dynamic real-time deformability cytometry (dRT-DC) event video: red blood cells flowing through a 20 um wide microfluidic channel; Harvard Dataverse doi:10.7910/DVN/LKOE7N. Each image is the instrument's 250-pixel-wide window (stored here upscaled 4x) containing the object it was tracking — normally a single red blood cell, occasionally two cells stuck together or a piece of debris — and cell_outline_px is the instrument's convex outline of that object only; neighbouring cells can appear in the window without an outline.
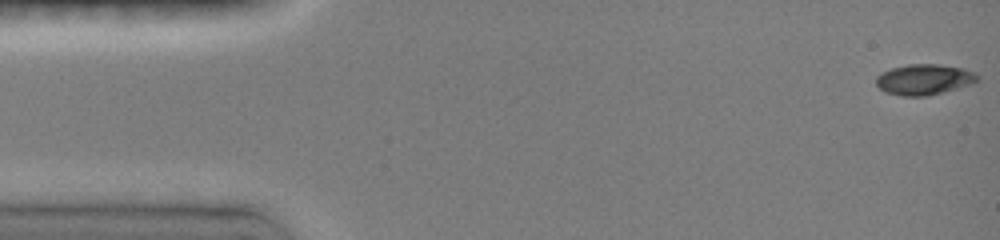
{"species": "common noctule bat (a hibernating species)", "species_latin": "Nyctalus noctula", "temperature_condition": "room temperature", "stored_images_in_passage": 23, "camera_frame_rate_fps": 3000, "um_per_image_px": 0.085, "animal": {"sex": "female", "body_mass_g": 19.0, "forearm_length_mm": 51.5}, "frame": {"image": 1, "passage_image": 1, "time_ms": 0.0, "image_size_px": [1000, 240], "cell_outline_px": [[980, 80], [956, 88], [928, 96], [900, 96], [884, 92], [876, 84], [876, 76], [880, 72], [892, 68], [908, 64], [936, 64], [964, 68], [976, 72], [980, 76]], "centroid_in_image_um": [78.54, 6.75], "position_along_channel_um": 6.5, "area_um2": 18.21}}
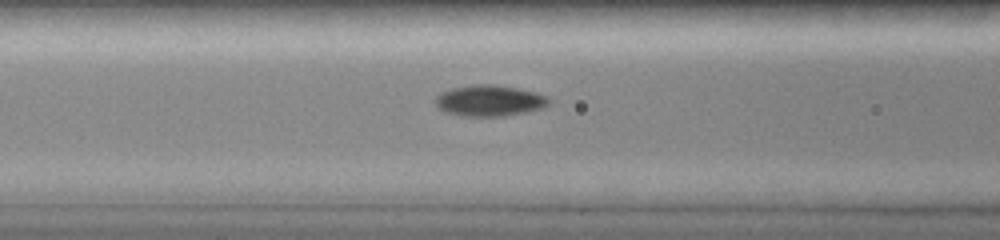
{"frame": {"image": 2, "passage_image": 15, "time_ms": 6.0, "image_size_px": [1000, 240], "cell_outline_px": [[552, 104], [544, 108], [528, 112], [504, 116], [460, 116], [444, 112], [436, 104], [436, 96], [440, 92], [452, 88], [476, 84], [492, 84], [516, 88], [536, 92], [544, 96]], "centroid_in_image_um": [41.61, 8.56], "position_along_channel_um": 125.0, "area_um2": 20.63}}
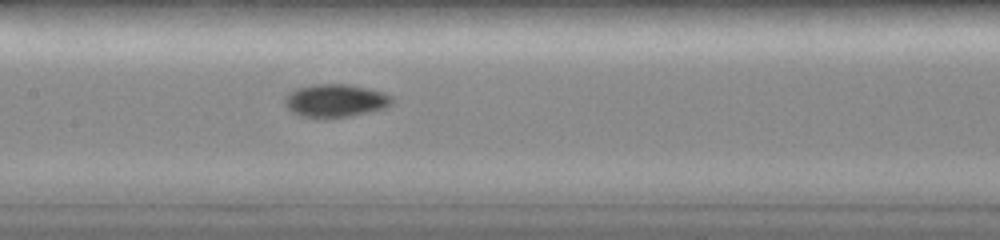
{"frame": {"image": 3, "passage_image": 18, "time_ms": 7.333, "image_size_px": [1000, 240], "cell_outline_px": [[396, 100], [388, 108], [372, 112], [352, 116], [316, 120], [300, 116], [292, 112], [288, 108], [284, 100], [288, 92], [296, 88], [312, 84], [352, 84], [384, 92], [392, 96]], "centroid_in_image_um": [28.55, 8.58], "position_along_channel_um": 178.8, "area_um2": 21.5}}